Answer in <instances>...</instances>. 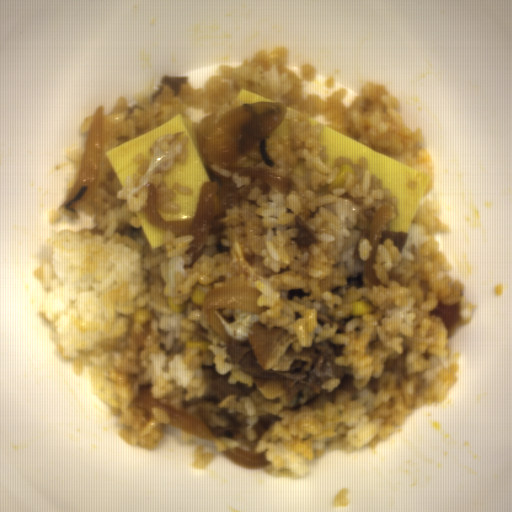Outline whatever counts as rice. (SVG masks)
Here are the masks:
<instances>
[{
  "label": "rice",
  "mask_w": 512,
  "mask_h": 512,
  "mask_svg": "<svg viewBox=\"0 0 512 512\" xmlns=\"http://www.w3.org/2000/svg\"><path fill=\"white\" fill-rule=\"evenodd\" d=\"M289 59L288 47L263 48L240 66L219 64L202 88L181 83L175 96L173 87L164 85L154 98L158 86L133 94L132 107L118 95L104 112L106 133L94 194L72 209L60 206L47 214L48 225L64 216L79 220L81 212L95 226L53 234L49 262L32 276L41 290L39 320L55 358L71 362L75 377L85 369L91 393L107 404L111 416H118L115 431L127 446L153 450L170 426L166 410L152 406L147 419L144 410L131 404L142 387H150L157 400L172 390L168 382L173 379L184 386L187 399L202 396L208 388L202 365L213 363L222 376L230 371L229 384L253 386L252 375L241 365L223 361L229 358L227 343L203 315L211 289L256 288L261 293L257 307H268L257 314L216 308L213 312L235 339L249 340L259 322L267 330L295 335L290 346L297 355L326 341L343 345L333 363L346 368L344 378L320 383L323 393L307 404L288 401L279 381L268 379L250 396L239 401L228 396L217 405L245 415L249 441L257 439L253 426L260 415L280 417L253 450L233 439L214 436L210 441L221 453L235 448L265 453L271 464L260 468L293 480L307 475L309 461L326 452L377 448L409 414L444 401L460 379V365L443 361L458 360L461 353L451 352L447 328L431 311L440 302L460 304L466 324L478 306L467 298L462 281L438 276L453 267L435 234L453 228L438 217V200L427 199L436 182L434 162L419 144L424 139L420 126L412 129L394 110L402 102L370 81L351 105L342 103L349 92L345 87L326 99L317 92L305 96L304 81H315L317 67L303 63L297 74L286 67ZM242 89L289 109L280 128L235 165L294 179L292 194L212 165L233 175L236 187L251 185L249 196L215 218L201 249L189 253L193 235H175L155 225L165 231V245L153 249L136 214H144L148 181L156 189L163 219L162 213L180 211L177 194L190 190L179 183L167 186L163 177L175 163L185 162L189 139L178 131L156 140L148 157L136 155L138 172L123 186L106 151L180 114L197 147L194 126L204 131L229 109L255 103L235 97ZM324 126L431 177L402 254L389 239L377 247L373 269L379 286L362 274L371 250L369 229L384 204L398 216L397 197L368 173L364 158L353 164L338 156L333 168L326 166L328 149L319 143ZM297 214L324 242L300 252L291 240L298 236ZM392 219L382 230L393 231Z\"/></svg>",
  "instance_id": "1"
},
{
  "label": "rice",
  "mask_w": 512,
  "mask_h": 512,
  "mask_svg": "<svg viewBox=\"0 0 512 512\" xmlns=\"http://www.w3.org/2000/svg\"><path fill=\"white\" fill-rule=\"evenodd\" d=\"M215 454L206 452L203 445L196 446L192 454V467L198 469L206 468L214 459Z\"/></svg>",
  "instance_id": "2"
},
{
  "label": "rice",
  "mask_w": 512,
  "mask_h": 512,
  "mask_svg": "<svg viewBox=\"0 0 512 512\" xmlns=\"http://www.w3.org/2000/svg\"><path fill=\"white\" fill-rule=\"evenodd\" d=\"M83 151H84V149H76L75 148V149H71V150L67 151V153L65 155L67 158L75 161V164H76V172L70 178V180L68 182H66L67 190L72 188L73 185H74V182H75L77 174H78L80 162H81V159H82Z\"/></svg>",
  "instance_id": "3"
},
{
  "label": "rice",
  "mask_w": 512,
  "mask_h": 512,
  "mask_svg": "<svg viewBox=\"0 0 512 512\" xmlns=\"http://www.w3.org/2000/svg\"><path fill=\"white\" fill-rule=\"evenodd\" d=\"M349 491L350 489L347 487H342L336 492L333 501V508H343L350 505L351 500L348 497Z\"/></svg>",
  "instance_id": "4"
},
{
  "label": "rice",
  "mask_w": 512,
  "mask_h": 512,
  "mask_svg": "<svg viewBox=\"0 0 512 512\" xmlns=\"http://www.w3.org/2000/svg\"><path fill=\"white\" fill-rule=\"evenodd\" d=\"M93 119H94V115L87 116L84 119V121L79 126V134L84 135L86 133H89Z\"/></svg>",
  "instance_id": "5"
},
{
  "label": "rice",
  "mask_w": 512,
  "mask_h": 512,
  "mask_svg": "<svg viewBox=\"0 0 512 512\" xmlns=\"http://www.w3.org/2000/svg\"><path fill=\"white\" fill-rule=\"evenodd\" d=\"M197 436L180 429V441L182 444L196 442Z\"/></svg>",
  "instance_id": "6"
},
{
  "label": "rice",
  "mask_w": 512,
  "mask_h": 512,
  "mask_svg": "<svg viewBox=\"0 0 512 512\" xmlns=\"http://www.w3.org/2000/svg\"><path fill=\"white\" fill-rule=\"evenodd\" d=\"M336 84V80H335V76H329L326 80H325V86L329 89V88H334Z\"/></svg>",
  "instance_id": "7"
},
{
  "label": "rice",
  "mask_w": 512,
  "mask_h": 512,
  "mask_svg": "<svg viewBox=\"0 0 512 512\" xmlns=\"http://www.w3.org/2000/svg\"><path fill=\"white\" fill-rule=\"evenodd\" d=\"M493 291L495 294L502 296L504 294L503 284L495 285Z\"/></svg>",
  "instance_id": "8"
}]
</instances>
